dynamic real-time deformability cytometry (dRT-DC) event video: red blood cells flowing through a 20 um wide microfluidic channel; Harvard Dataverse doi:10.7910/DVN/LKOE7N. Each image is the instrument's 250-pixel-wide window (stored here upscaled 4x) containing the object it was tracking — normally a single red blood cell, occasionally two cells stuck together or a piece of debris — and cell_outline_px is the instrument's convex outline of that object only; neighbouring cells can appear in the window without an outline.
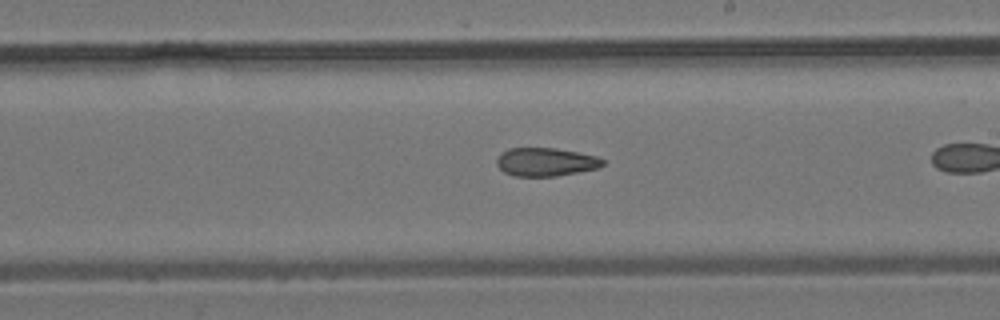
{"species": "common noctule bat (a hibernating species)", "species_latin": "Nyctalus noctula", "temperature_condition": "room temperature", "stored_images_in_passage": 20, "camera_frame_rate_fps": 3000, "um_per_image_px": 0.085, "animal": {"sex": "male", "body_mass_g": 19.2, "forearm_length_mm": 51.8}, "frame": {"image": 1, "passage_image": 12, "time_ms": 3.667, "image_size_px": [1000, 320], "cell_outline_px": [[604, 164], [600, 168], [556, 176], [516, 176], [504, 172], [496, 164], [496, 160], [500, 152], [508, 148], [556, 148], [596, 156], [604, 160]], "centroid_in_image_um": [46.37, 13.76], "position_along_channel_um": 242.6, "area_um2": 17.57}}
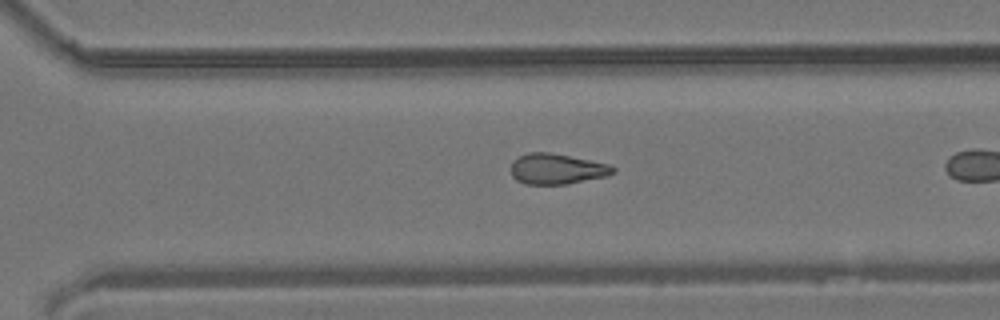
{"frame": {"image": 2, "passage_image": 17, "time_ms": 5.333, "image_size_px": [1000, 320], "cell_outline_px": [[616, 172], [608, 176], [568, 184], [524, 184], [516, 180], [512, 176], [512, 160], [528, 152], [548, 152], [608, 164], [616, 168]], "centroid_in_image_um": [47.33, 14.37], "position_along_channel_um": 323.3, "area_um2": 18.15}}